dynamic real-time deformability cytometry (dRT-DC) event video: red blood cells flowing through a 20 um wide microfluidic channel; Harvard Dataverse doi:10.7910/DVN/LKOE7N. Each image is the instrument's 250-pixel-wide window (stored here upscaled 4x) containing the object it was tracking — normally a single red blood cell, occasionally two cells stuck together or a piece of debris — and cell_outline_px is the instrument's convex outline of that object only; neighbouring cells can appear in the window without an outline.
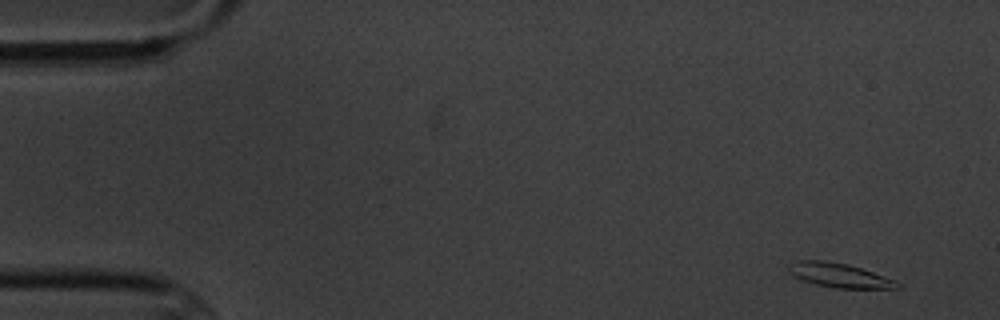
{"species": "common noctule bat (a hibernating species)", "species_latin": "Nyctalus noctula", "temperature_condition": "cold", "stored_images_in_passage": 5, "camera_frame_rate_fps": 3000, "um_per_image_px": 0.085, "animal": {"sex": "male", "body_mass_g": 20.1, "forearm_length_mm": 53.5}, "frame": {"image": 1, "passage_image": 1, "time_ms": 0.0, "image_size_px": [1000, 320], "cell_outline_px": [[900, 288], [836, 288], [816, 284], [804, 280], [788, 272], [788, 264], [800, 260], [824, 260], [848, 264], [872, 272], [892, 280], [900, 284]], "centroid_in_image_um": [71.29, 23.39], "position_along_channel_um": 13.7, "area_um2": 14.97}}